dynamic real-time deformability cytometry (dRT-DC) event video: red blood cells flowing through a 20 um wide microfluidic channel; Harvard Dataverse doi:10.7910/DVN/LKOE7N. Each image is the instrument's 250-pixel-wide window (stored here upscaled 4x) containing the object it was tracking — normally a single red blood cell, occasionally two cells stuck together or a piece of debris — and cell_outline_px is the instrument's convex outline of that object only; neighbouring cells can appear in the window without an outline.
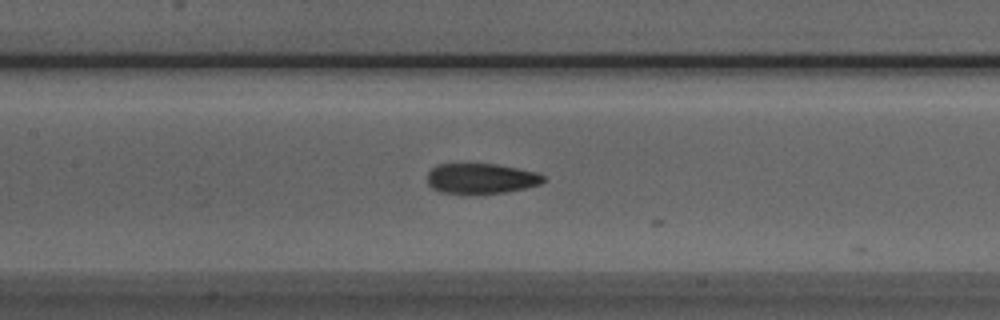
{"species": "Egyptian fruit bat (a non-hibernating species)", "species_latin": "Rousettus aegyptiacus", "temperature_condition": "room temperature", "stored_images_in_passage": 12, "camera_frame_rate_fps": 3000, "um_per_image_px": 0.085, "animal": {"sex": "male"}, "frame": {"image": 1, "passage_image": 11, "time_ms": 3.333, "image_size_px": [1000, 320], "cell_outline_px": [[544, 180], [540, 184], [524, 188], [504, 192], [468, 196], [464, 196], [440, 192], [432, 188], [428, 184], [428, 172], [436, 164], [496, 164], [536, 172], [544, 176]], "centroid_in_image_um": [40.83, 15.21], "position_along_channel_um": 166.6, "area_um2": 20.92}}